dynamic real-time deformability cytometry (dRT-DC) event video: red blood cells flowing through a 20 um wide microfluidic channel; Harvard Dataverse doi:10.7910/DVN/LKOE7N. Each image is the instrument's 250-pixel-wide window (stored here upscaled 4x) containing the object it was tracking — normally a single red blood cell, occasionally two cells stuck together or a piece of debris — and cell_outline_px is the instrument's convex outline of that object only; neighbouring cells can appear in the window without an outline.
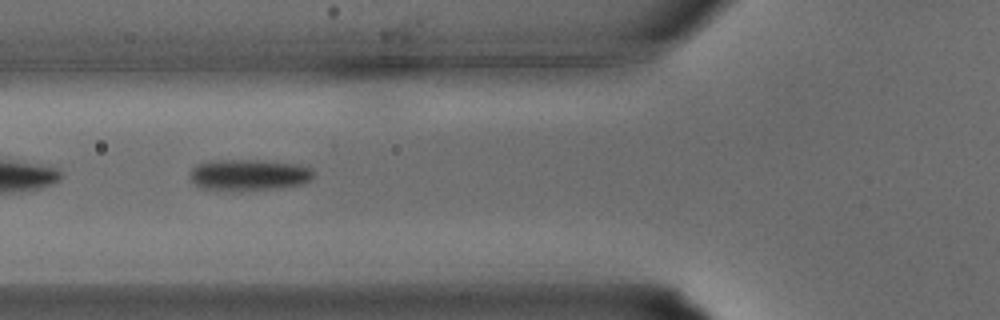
{"species": "common noctule bat (a hibernating species)", "species_latin": "Nyctalus noctula", "temperature_condition": "warm", "stored_images_in_passage": 33, "camera_frame_rate_fps": 3000, "um_per_image_px": 0.085, "animal": {"sex": "male", "body_mass_g": 15.6}, "frame": {"image": 1, "passage_image": 12, "time_ms": 3.667, "image_size_px": [1000, 320], "cell_outline_px": [[312, 176], [308, 180], [300, 184], [276, 188], [200, 188], [188, 176], [188, 172], [196, 164], [212, 160], [256, 160], [296, 164], [312, 168]], "centroid_in_image_um": [21.1, 14.81], "position_along_channel_um": 104.7, "area_um2": 21.62}}
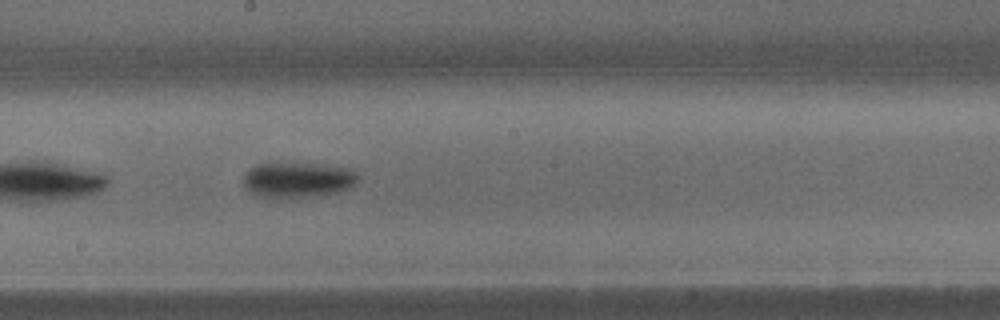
{"frame": {"image": 2, "passage_image": 18, "time_ms": 5.667, "image_size_px": [1000, 320], "cell_outline_px": [[356, 180], [348, 188], [340, 192], [292, 200], [280, 200], [260, 196], [252, 192], [244, 184], [244, 172], [256, 164], [280, 160], [352, 168], [356, 172]], "centroid_in_image_um": [25.25, 15.28], "position_along_channel_um": 222.9, "area_um2": 24.74}}
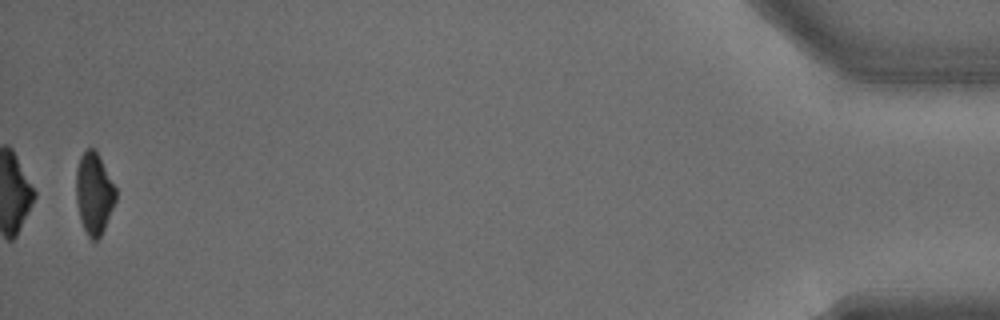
{"frame": {"image": 3, "passage_image": 33, "time_ms": 10.667, "image_size_px": [1000, 320], "cell_outline_px": [[116, 200], [104, 228], [100, 236], [96, 240], [92, 240], [88, 236], [80, 220], [76, 200], [76, 172], [80, 156], [88, 148], [96, 148], [116, 188]], "centroid_in_image_um": [7.99, 16.41], "position_along_channel_um": 427.2, "area_um2": 18.84}}